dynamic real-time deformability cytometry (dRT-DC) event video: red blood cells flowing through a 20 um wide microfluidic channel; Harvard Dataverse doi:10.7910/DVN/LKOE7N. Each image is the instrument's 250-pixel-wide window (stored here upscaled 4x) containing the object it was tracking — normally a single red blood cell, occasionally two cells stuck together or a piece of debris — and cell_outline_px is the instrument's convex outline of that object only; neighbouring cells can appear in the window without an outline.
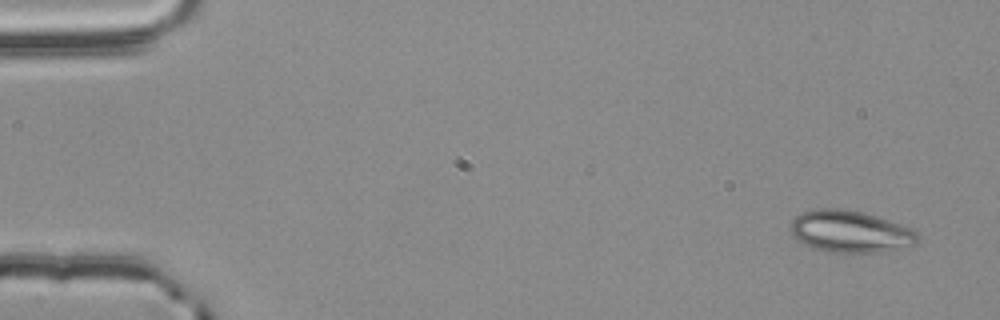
{"species": "common noctule bat (a hibernating species)", "species_latin": "Nyctalus noctula", "temperature_condition": "room temperature", "stored_images_in_passage": 53, "camera_frame_rate_fps": 3000, "um_per_image_px": 0.085, "animal": {"sex": "male", "body_mass_g": 20.4}, "frame": {"image": 1, "passage_image": 1, "time_ms": 0.0, "image_size_px": [1000, 320], "cell_outline_px": [[916, 240], [912, 244], [880, 252], [828, 252], [812, 248], [796, 240], [792, 236], [788, 228], [792, 220], [796, 216], [804, 212], [816, 208], [840, 208], [860, 212], [876, 216], [900, 224], [916, 232]], "centroid_in_image_um": [72.14, 19.67], "position_along_channel_um": 12.9, "area_um2": 30.69}}
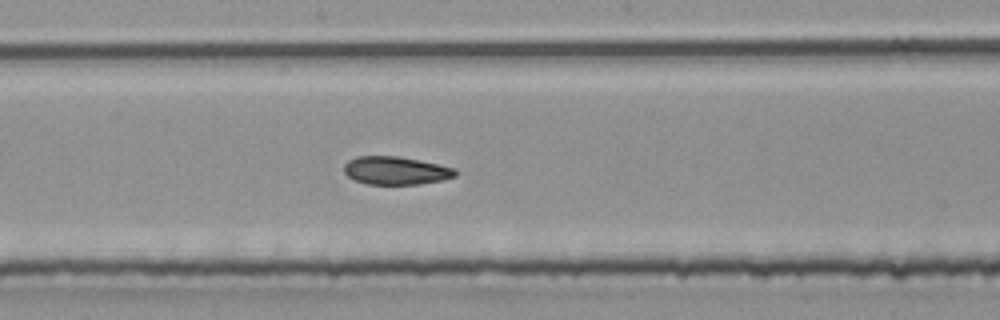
{"frame": {"image": 2, "passage_image": 28, "time_ms": 9.0, "image_size_px": [1000, 320], "cell_outline_px": [[456, 176], [440, 180], [420, 184], [368, 184], [352, 180], [344, 172], [344, 164], [348, 160], [356, 156], [396, 156], [420, 160], [456, 168]], "centroid_in_image_um": [33.61, 14.49], "position_along_channel_um": 214.6, "area_um2": 18.26}}
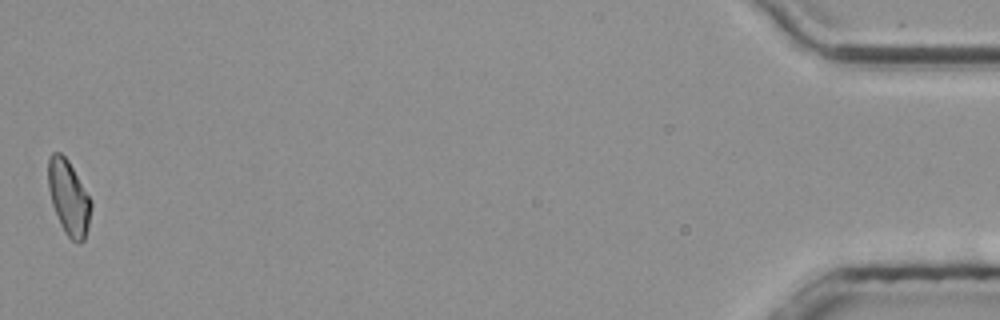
{"frame": {"image": 3, "passage_image": 53, "time_ms": 17.333, "image_size_px": [1000, 320], "cell_outline_px": [[92, 208], [88, 228], [84, 240], [80, 244], [72, 240], [64, 232], [60, 224], [52, 204], [48, 188], [48, 156], [52, 152], [60, 152], [68, 160], [92, 200]], "centroid_in_image_um": [5.84, 16.8], "position_along_channel_um": 429.4, "area_um2": 18.84}, "authors_computed_cell_mechanics": {"area_um2": 18.9006, "velocity_mm_per_s": 3.7856, "shape_relaxation_time_tau1_ms": 10.9388, "shape_relaxation_time_tau2_ms": 4.0935, "deformation_change_tau1": 0.1985, "deformation_change_tau2": 0.0927}}